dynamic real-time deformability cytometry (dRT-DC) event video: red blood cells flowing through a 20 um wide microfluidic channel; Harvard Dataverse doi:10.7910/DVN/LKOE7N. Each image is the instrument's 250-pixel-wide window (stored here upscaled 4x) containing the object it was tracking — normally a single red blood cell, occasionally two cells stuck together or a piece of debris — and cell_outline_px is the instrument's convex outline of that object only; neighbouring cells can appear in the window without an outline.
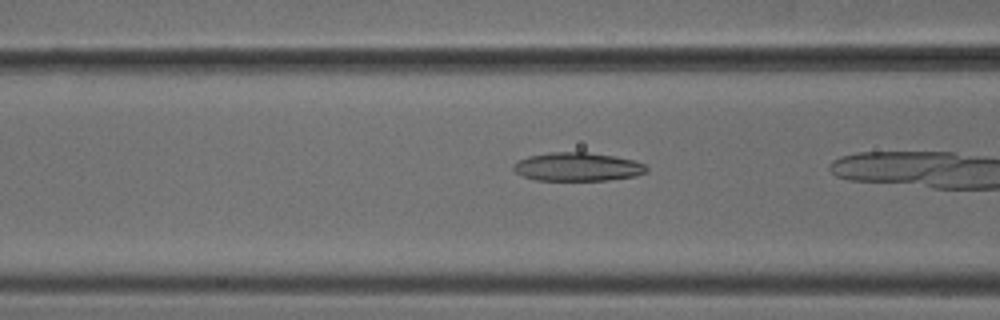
{"species": "common noctule bat (a hibernating species)", "species_latin": "Nyctalus noctula", "temperature_condition": "cold", "stored_images_in_passage": 7, "camera_frame_rate_fps": 3000, "um_per_image_px": 0.085, "animal": {"sex": "male", "body_mass_g": 18.8}, "frame": {"image": 1, "passage_image": 6, "time_ms": 1.667, "image_size_px": [1000, 320], "cell_outline_px": [[648, 172], [636, 176], [608, 180], [536, 180], [524, 176], [516, 172], [512, 168], [512, 164], [516, 160], [528, 156], [548, 152], [588, 152], [616, 156], [632, 160], [644, 164], [648, 168]], "centroid_in_image_um": [49.08, 14.17], "position_along_channel_um": 117.5, "area_um2": 22.31}}